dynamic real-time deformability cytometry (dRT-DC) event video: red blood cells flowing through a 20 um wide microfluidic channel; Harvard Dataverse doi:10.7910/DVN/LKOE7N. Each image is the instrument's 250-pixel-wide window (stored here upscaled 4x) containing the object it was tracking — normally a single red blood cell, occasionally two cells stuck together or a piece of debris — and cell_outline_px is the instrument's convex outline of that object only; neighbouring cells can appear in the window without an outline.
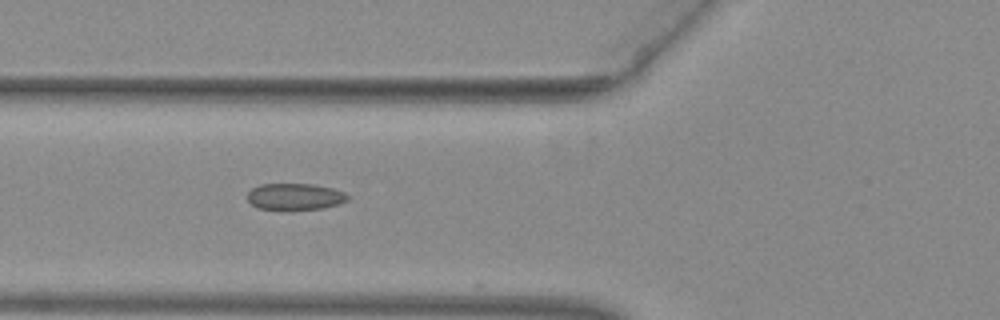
{"species": "common noctule bat (a hibernating species)", "species_latin": "Nyctalus noctula", "temperature_condition": "warm", "stored_images_in_passage": 22, "camera_frame_rate_fps": 3000, "um_per_image_px": 0.085, "animal": {"sex": "female", "body_mass_g": 29.2, "forearm_length_mm": 56.3}, "frame": {"image": 1, "passage_image": 21, "time_ms": 6.667, "image_size_px": [1000, 320], "cell_outline_px": [[348, 200], [340, 204], [324, 208], [256, 208], [248, 200], [248, 192], [252, 188], [260, 184], [312, 184], [332, 188], [344, 192], [348, 196]], "centroid_in_image_um": [25.09, 16.69], "position_along_channel_um": 100.7, "area_um2": 15.14}}